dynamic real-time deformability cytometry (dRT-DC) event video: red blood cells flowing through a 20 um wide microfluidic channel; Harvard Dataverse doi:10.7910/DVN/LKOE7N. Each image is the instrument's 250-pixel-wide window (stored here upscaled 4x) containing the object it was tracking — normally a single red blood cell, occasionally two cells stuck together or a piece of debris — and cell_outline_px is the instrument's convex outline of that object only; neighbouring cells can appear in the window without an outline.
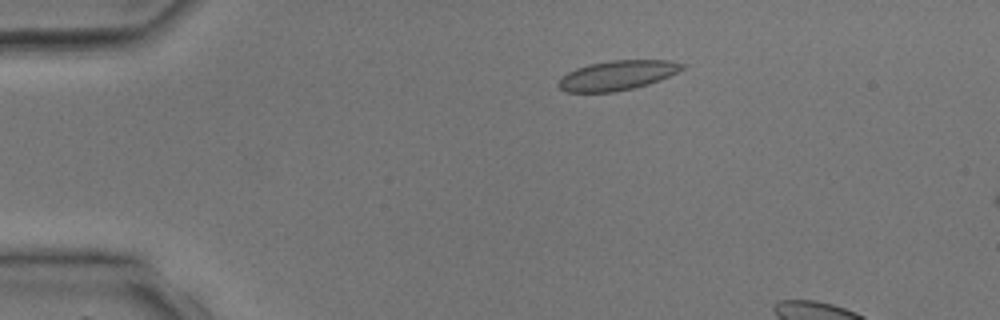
{"species": "common noctule bat (a hibernating species)", "species_latin": "Nyctalus noctula", "temperature_condition": "room temperature", "stored_images_in_passage": 5, "camera_frame_rate_fps": 3000, "um_per_image_px": 0.085, "animal": {"sex": "male", "body_mass_g": 17.9, "forearm_length_mm": 54.2}, "frame": {"image": 1, "passage_image": 3, "time_ms": 2.333, "image_size_px": [1000, 320], "cell_outline_px": [[684, 68], [660, 80], [648, 84], [632, 88], [612, 92], [564, 92], [556, 84], [560, 76], [576, 68], [588, 64], [608, 60], [668, 60], [684, 64]], "centroid_in_image_um": [52.4, 6.4], "position_along_channel_um": 32.6, "area_um2": 21.39}}